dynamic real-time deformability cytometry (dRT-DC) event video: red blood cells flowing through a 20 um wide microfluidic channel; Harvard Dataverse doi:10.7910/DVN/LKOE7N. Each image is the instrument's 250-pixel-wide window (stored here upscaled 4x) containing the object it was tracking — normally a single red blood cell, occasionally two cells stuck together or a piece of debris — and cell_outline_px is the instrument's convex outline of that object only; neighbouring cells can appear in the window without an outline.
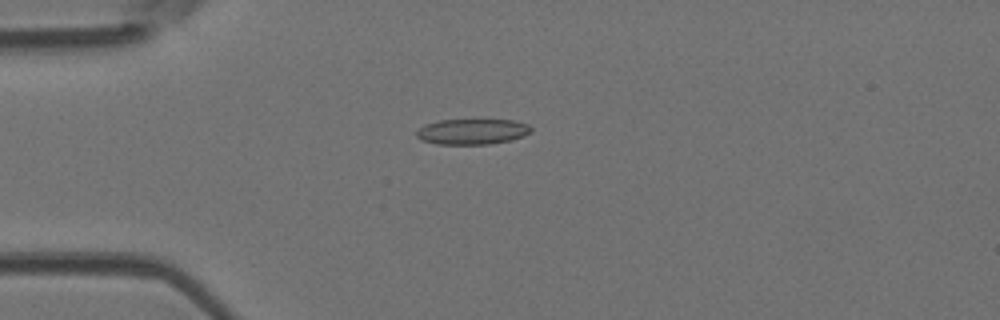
{"species": "Egyptian fruit bat (a non-hibernating species)", "species_latin": "Rousettus aegyptiacus", "temperature_condition": "room temperature", "stored_images_in_passage": 4, "camera_frame_rate_fps": 3000, "um_per_image_px": 0.085, "animal": {"sex": "female"}, "frame": {"image": 1, "passage_image": 4, "time_ms": 1.0, "image_size_px": [1000, 320], "cell_outline_px": [[532, 132], [524, 136], [492, 144], [436, 144], [420, 140], [416, 136], [416, 132], [424, 124], [440, 120], [512, 120], [528, 124], [532, 128]], "centroid_in_image_um": [40.13, 11.19], "position_along_channel_um": 44.9, "area_um2": 17.11}}